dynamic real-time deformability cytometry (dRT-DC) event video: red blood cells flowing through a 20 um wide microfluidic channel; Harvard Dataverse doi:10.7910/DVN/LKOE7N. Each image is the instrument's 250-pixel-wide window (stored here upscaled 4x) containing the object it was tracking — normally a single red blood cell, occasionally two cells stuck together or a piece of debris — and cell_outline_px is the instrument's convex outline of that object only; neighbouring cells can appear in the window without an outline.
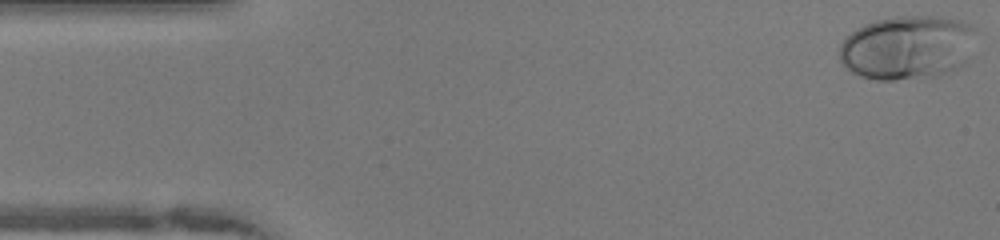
{"species": "human", "species_latin": "Homo sapiens", "temperature_condition": "warm", "stored_images_in_passage": 48, "camera_frame_rate_fps": 3000, "um_per_image_px": 0.085, "donor": {"sex": "female"}, "frame": {"image": 1, "passage_image": 1, "time_ms": 0.0, "image_size_px": [1000, 240], "cell_outline_px": [[976, 28], [964, 64], [936, 76], [896, 80], [876, 80], [860, 76], [844, 68], [840, 60], [840, 44], [856, 28], [864, 24], [876, 20], [896, 16], [936, 16], [960, 20], [972, 24]], "centroid_in_image_um": [77.08, 4.03], "position_along_channel_um": 7.9, "area_um2": 50.86}}
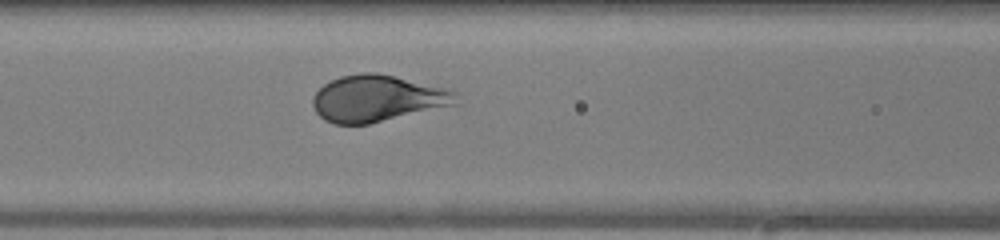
{"frame": {"image": 2, "passage_image": 19, "time_ms": 6.0, "image_size_px": [1000, 240], "cell_outline_px": [[460, 104], [368, 124], [336, 124], [324, 120], [316, 112], [312, 104], [312, 96], [324, 84], [340, 76], [360, 72], [376, 72], [448, 88], [456, 92]], "centroid_in_image_um": [32.1, 8.36], "position_along_channel_um": 134.5, "area_um2": 39.13}}
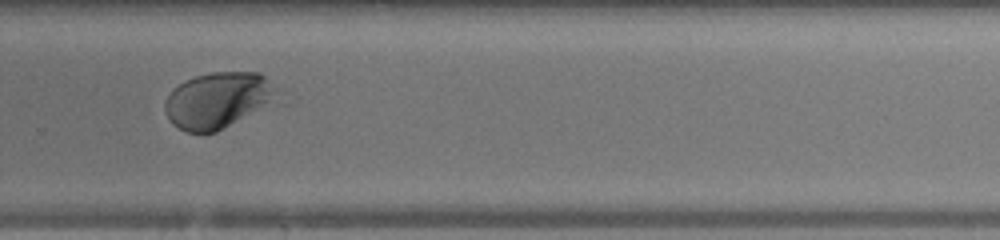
{"frame": {"image": 3, "passage_image": 32, "time_ms": 10.333, "image_size_px": [1000, 240], "cell_outline_px": [[288, 104], [216, 132], [188, 132], [172, 124], [164, 108], [164, 104], [172, 88], [184, 80], [196, 76], [212, 72], [260, 72], [280, 88], [284, 92]], "centroid_in_image_um": [18.84, 8.54], "position_along_channel_um": 311.0, "area_um2": 39.48}, "authors_computed_cell_mechanics": {"area_um2": 39.2173, "velocity_mm_per_s": 4.094, "shape_relaxation_time_tau1_ms": 2.6927, "shape_relaxation_time_tau2_ms": null, "deformation_change_tau1": 0.2328, "deformation_change_tau2": null}}